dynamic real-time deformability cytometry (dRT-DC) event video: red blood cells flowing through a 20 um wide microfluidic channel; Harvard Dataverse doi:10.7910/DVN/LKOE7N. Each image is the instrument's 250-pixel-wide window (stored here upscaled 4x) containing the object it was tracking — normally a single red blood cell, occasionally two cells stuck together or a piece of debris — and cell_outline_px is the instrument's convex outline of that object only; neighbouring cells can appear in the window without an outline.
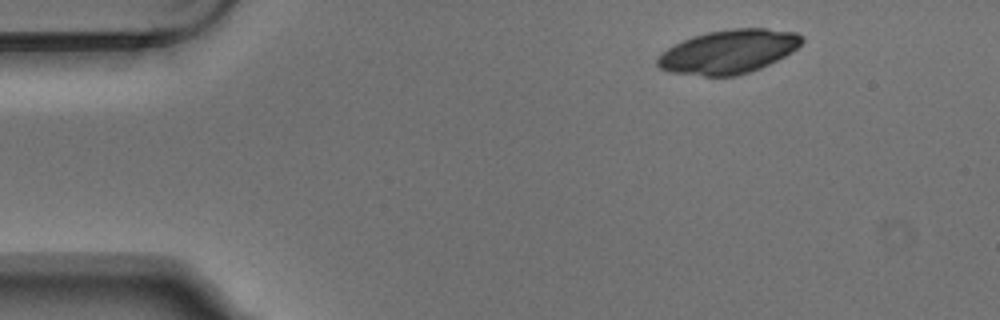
{"species": "Egyptian fruit bat (a non-hibernating species)", "species_latin": "Rousettus aegyptiacus", "temperature_condition": "warm", "stored_images_in_passage": 3, "camera_frame_rate_fps": 3000, "um_per_image_px": 0.085, "animal": {"sex": "male"}, "frame": {"image": 1, "passage_image": 1, "time_ms": 0.0, "image_size_px": [1000, 320], "cell_outline_px": [[804, 40], [792, 52], [760, 68], [736, 76], [704, 76], [668, 72], [660, 68], [656, 64], [656, 60], [668, 48], [692, 36], [708, 32], [732, 28], [768, 28], [796, 32], [804, 36]], "centroid_in_image_um": [61.95, 4.38], "position_along_channel_um": 23.1, "area_um2": 36.7}}